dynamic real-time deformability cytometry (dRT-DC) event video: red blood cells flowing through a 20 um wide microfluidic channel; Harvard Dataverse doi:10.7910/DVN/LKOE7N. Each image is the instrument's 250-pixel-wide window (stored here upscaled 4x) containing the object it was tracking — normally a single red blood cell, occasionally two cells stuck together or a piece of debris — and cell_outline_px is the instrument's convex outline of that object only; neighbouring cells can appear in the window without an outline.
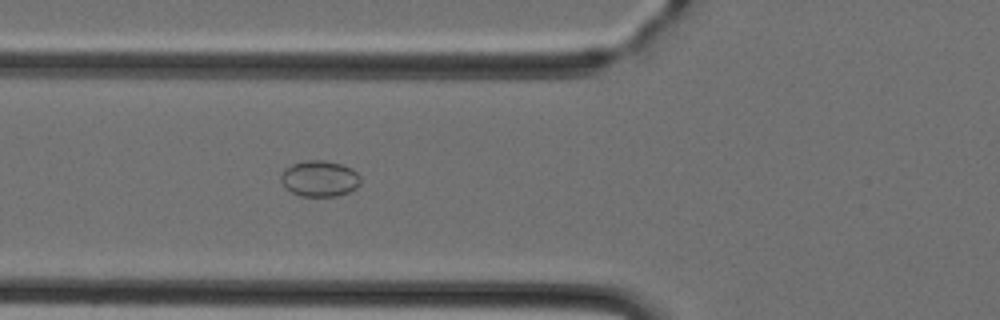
{"species": "Egyptian fruit bat (a non-hibernating species)", "species_latin": "Rousettus aegyptiacus", "temperature_condition": "cold", "stored_images_in_passage": 43, "camera_frame_rate_fps": 3000, "um_per_image_px": 0.085, "animal": {"sex": "female"}, "frame": {"image": 1, "passage_image": 13, "time_ms": 4.0, "image_size_px": [1000, 320], "cell_outline_px": [[360, 184], [356, 188], [348, 192], [336, 196], [300, 196], [292, 192], [280, 180], [280, 176], [284, 168], [292, 164], [304, 160], [324, 160], [340, 164], [352, 168], [360, 176]], "centroid_in_image_um": [27.17, 15.17], "position_along_channel_um": 98.6, "area_um2": 16.7}}
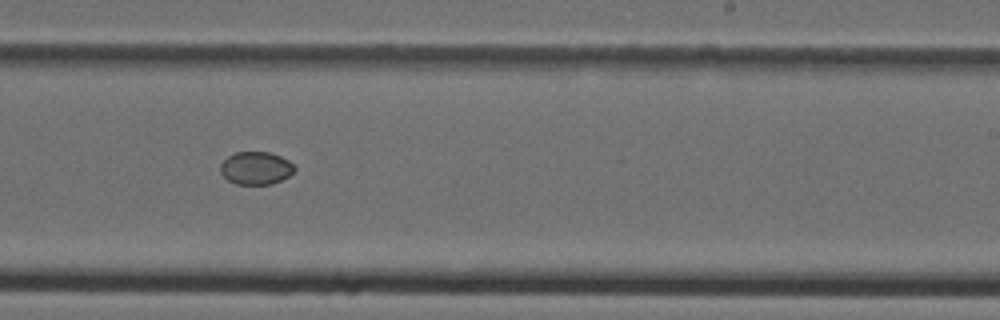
{"frame": {"image": 2, "passage_image": 25, "time_ms": 8.0, "image_size_px": [1000, 320], "cell_outline_px": [[296, 168], [288, 176], [272, 184], [236, 184], [228, 180], [220, 172], [220, 164], [228, 156], [236, 152], [268, 152], [280, 156], [288, 160]], "centroid_in_image_um": [21.73, 14.29], "position_along_channel_um": 267.3, "area_um2": 14.05}}
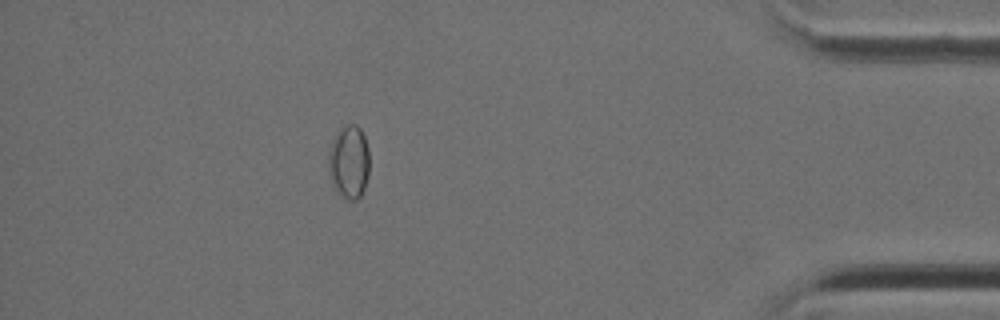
{"frame": {"image": 3, "passage_image": 38, "time_ms": 12.333, "image_size_px": [1000, 320], "cell_outline_px": [[368, 176], [364, 188], [360, 196], [356, 200], [348, 200], [336, 188], [332, 180], [328, 168], [328, 152], [332, 140], [348, 124], [356, 124], [360, 128], [364, 136], [368, 148]], "centroid_in_image_um": [29.67, 13.76], "position_along_channel_um": 405.5, "area_um2": 17.05}}